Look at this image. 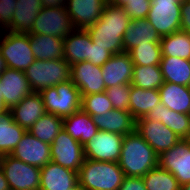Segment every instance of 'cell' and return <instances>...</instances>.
<instances>
[{
  "instance_id": "6da1fadb",
  "label": "cell",
  "mask_w": 190,
  "mask_h": 190,
  "mask_svg": "<svg viewBox=\"0 0 190 190\" xmlns=\"http://www.w3.org/2000/svg\"><path fill=\"white\" fill-rule=\"evenodd\" d=\"M131 19L123 7L106 3L99 20L87 29L94 44L112 54L124 52L123 36Z\"/></svg>"
},
{
  "instance_id": "7a4b0ae2",
  "label": "cell",
  "mask_w": 190,
  "mask_h": 190,
  "mask_svg": "<svg viewBox=\"0 0 190 190\" xmlns=\"http://www.w3.org/2000/svg\"><path fill=\"white\" fill-rule=\"evenodd\" d=\"M158 160L154 149L136 130L124 135L118 164L126 177H143L158 166Z\"/></svg>"
},
{
  "instance_id": "3957f363",
  "label": "cell",
  "mask_w": 190,
  "mask_h": 190,
  "mask_svg": "<svg viewBox=\"0 0 190 190\" xmlns=\"http://www.w3.org/2000/svg\"><path fill=\"white\" fill-rule=\"evenodd\" d=\"M125 175L118 162L84 159L78 183L84 190H119Z\"/></svg>"
},
{
  "instance_id": "277c9868",
  "label": "cell",
  "mask_w": 190,
  "mask_h": 190,
  "mask_svg": "<svg viewBox=\"0 0 190 190\" xmlns=\"http://www.w3.org/2000/svg\"><path fill=\"white\" fill-rule=\"evenodd\" d=\"M32 92L70 80V65L62 59L35 60L25 71Z\"/></svg>"
},
{
  "instance_id": "5b68a950",
  "label": "cell",
  "mask_w": 190,
  "mask_h": 190,
  "mask_svg": "<svg viewBox=\"0 0 190 190\" xmlns=\"http://www.w3.org/2000/svg\"><path fill=\"white\" fill-rule=\"evenodd\" d=\"M46 113L65 118L81 109L82 96L71 80L40 92Z\"/></svg>"
},
{
  "instance_id": "8992f818",
  "label": "cell",
  "mask_w": 190,
  "mask_h": 190,
  "mask_svg": "<svg viewBox=\"0 0 190 190\" xmlns=\"http://www.w3.org/2000/svg\"><path fill=\"white\" fill-rule=\"evenodd\" d=\"M4 32L2 40L0 39V53L6 61L7 67L25 72L35 61L30 48V34L7 30Z\"/></svg>"
},
{
  "instance_id": "52a82bcc",
  "label": "cell",
  "mask_w": 190,
  "mask_h": 190,
  "mask_svg": "<svg viewBox=\"0 0 190 190\" xmlns=\"http://www.w3.org/2000/svg\"><path fill=\"white\" fill-rule=\"evenodd\" d=\"M1 168L10 190H39L41 168L29 165L11 155H3Z\"/></svg>"
},
{
  "instance_id": "ba28073f",
  "label": "cell",
  "mask_w": 190,
  "mask_h": 190,
  "mask_svg": "<svg viewBox=\"0 0 190 190\" xmlns=\"http://www.w3.org/2000/svg\"><path fill=\"white\" fill-rule=\"evenodd\" d=\"M74 29L65 6L42 7L29 34H43L64 39Z\"/></svg>"
},
{
  "instance_id": "9c48e42d",
  "label": "cell",
  "mask_w": 190,
  "mask_h": 190,
  "mask_svg": "<svg viewBox=\"0 0 190 190\" xmlns=\"http://www.w3.org/2000/svg\"><path fill=\"white\" fill-rule=\"evenodd\" d=\"M149 23L161 37L180 30L181 2L178 0H150Z\"/></svg>"
},
{
  "instance_id": "30bf717a",
  "label": "cell",
  "mask_w": 190,
  "mask_h": 190,
  "mask_svg": "<svg viewBox=\"0 0 190 190\" xmlns=\"http://www.w3.org/2000/svg\"><path fill=\"white\" fill-rule=\"evenodd\" d=\"M51 146V161L78 173L84 162L83 145L64 129L55 137Z\"/></svg>"
},
{
  "instance_id": "8fae6325",
  "label": "cell",
  "mask_w": 190,
  "mask_h": 190,
  "mask_svg": "<svg viewBox=\"0 0 190 190\" xmlns=\"http://www.w3.org/2000/svg\"><path fill=\"white\" fill-rule=\"evenodd\" d=\"M123 135L99 130L84 148V157L86 159L102 162H118Z\"/></svg>"
},
{
  "instance_id": "7c38bea8",
  "label": "cell",
  "mask_w": 190,
  "mask_h": 190,
  "mask_svg": "<svg viewBox=\"0 0 190 190\" xmlns=\"http://www.w3.org/2000/svg\"><path fill=\"white\" fill-rule=\"evenodd\" d=\"M135 130L154 149L158 156L181 140L161 121L150 120L145 116L136 120Z\"/></svg>"
},
{
  "instance_id": "4fadbf2b",
  "label": "cell",
  "mask_w": 190,
  "mask_h": 190,
  "mask_svg": "<svg viewBox=\"0 0 190 190\" xmlns=\"http://www.w3.org/2000/svg\"><path fill=\"white\" fill-rule=\"evenodd\" d=\"M158 165L172 173L179 184L190 182V139H181L159 155Z\"/></svg>"
},
{
  "instance_id": "5bb4252c",
  "label": "cell",
  "mask_w": 190,
  "mask_h": 190,
  "mask_svg": "<svg viewBox=\"0 0 190 190\" xmlns=\"http://www.w3.org/2000/svg\"><path fill=\"white\" fill-rule=\"evenodd\" d=\"M70 80L79 89L81 95L105 92L101 66L90 61L78 62L70 66Z\"/></svg>"
},
{
  "instance_id": "9a60e30c",
  "label": "cell",
  "mask_w": 190,
  "mask_h": 190,
  "mask_svg": "<svg viewBox=\"0 0 190 190\" xmlns=\"http://www.w3.org/2000/svg\"><path fill=\"white\" fill-rule=\"evenodd\" d=\"M0 92L6 107L10 110L24 97L30 95V88L25 72L6 68L0 74Z\"/></svg>"
},
{
  "instance_id": "2e32d148",
  "label": "cell",
  "mask_w": 190,
  "mask_h": 190,
  "mask_svg": "<svg viewBox=\"0 0 190 190\" xmlns=\"http://www.w3.org/2000/svg\"><path fill=\"white\" fill-rule=\"evenodd\" d=\"M10 155L29 165L42 168L51 161V146L26 131Z\"/></svg>"
},
{
  "instance_id": "e0dca14e",
  "label": "cell",
  "mask_w": 190,
  "mask_h": 190,
  "mask_svg": "<svg viewBox=\"0 0 190 190\" xmlns=\"http://www.w3.org/2000/svg\"><path fill=\"white\" fill-rule=\"evenodd\" d=\"M108 0H67L66 10L75 29L87 30L95 24Z\"/></svg>"
},
{
  "instance_id": "ac0fdd59",
  "label": "cell",
  "mask_w": 190,
  "mask_h": 190,
  "mask_svg": "<svg viewBox=\"0 0 190 190\" xmlns=\"http://www.w3.org/2000/svg\"><path fill=\"white\" fill-rule=\"evenodd\" d=\"M133 66L128 52L113 54L101 67L106 89L115 85L131 84Z\"/></svg>"
},
{
  "instance_id": "d6986e66",
  "label": "cell",
  "mask_w": 190,
  "mask_h": 190,
  "mask_svg": "<svg viewBox=\"0 0 190 190\" xmlns=\"http://www.w3.org/2000/svg\"><path fill=\"white\" fill-rule=\"evenodd\" d=\"M13 120L26 131L46 113L43 98L40 93L32 92L24 97L17 105L10 110Z\"/></svg>"
},
{
  "instance_id": "ffe728a7",
  "label": "cell",
  "mask_w": 190,
  "mask_h": 190,
  "mask_svg": "<svg viewBox=\"0 0 190 190\" xmlns=\"http://www.w3.org/2000/svg\"><path fill=\"white\" fill-rule=\"evenodd\" d=\"M78 183V173L50 161L41 168L39 190H67Z\"/></svg>"
},
{
  "instance_id": "44dd1931",
  "label": "cell",
  "mask_w": 190,
  "mask_h": 190,
  "mask_svg": "<svg viewBox=\"0 0 190 190\" xmlns=\"http://www.w3.org/2000/svg\"><path fill=\"white\" fill-rule=\"evenodd\" d=\"M63 40V59L70 66L78 62L90 61V51L93 46V41L87 30L74 29Z\"/></svg>"
},
{
  "instance_id": "7402d4cb",
  "label": "cell",
  "mask_w": 190,
  "mask_h": 190,
  "mask_svg": "<svg viewBox=\"0 0 190 190\" xmlns=\"http://www.w3.org/2000/svg\"><path fill=\"white\" fill-rule=\"evenodd\" d=\"M161 36L147 18L131 20L123 36L124 52L144 44H160Z\"/></svg>"
},
{
  "instance_id": "603a6c76",
  "label": "cell",
  "mask_w": 190,
  "mask_h": 190,
  "mask_svg": "<svg viewBox=\"0 0 190 190\" xmlns=\"http://www.w3.org/2000/svg\"><path fill=\"white\" fill-rule=\"evenodd\" d=\"M145 117L161 121L180 139H190V114L177 113L159 102L156 108L152 109Z\"/></svg>"
},
{
  "instance_id": "cb8c5ba5",
  "label": "cell",
  "mask_w": 190,
  "mask_h": 190,
  "mask_svg": "<svg viewBox=\"0 0 190 190\" xmlns=\"http://www.w3.org/2000/svg\"><path fill=\"white\" fill-rule=\"evenodd\" d=\"M98 130L128 135L135 130L136 120L129 111L113 109L104 115L92 116Z\"/></svg>"
},
{
  "instance_id": "d4e9b609",
  "label": "cell",
  "mask_w": 190,
  "mask_h": 190,
  "mask_svg": "<svg viewBox=\"0 0 190 190\" xmlns=\"http://www.w3.org/2000/svg\"><path fill=\"white\" fill-rule=\"evenodd\" d=\"M63 129L82 145L90 141L99 131L92 116L82 109L63 118Z\"/></svg>"
},
{
  "instance_id": "484cf974",
  "label": "cell",
  "mask_w": 190,
  "mask_h": 190,
  "mask_svg": "<svg viewBox=\"0 0 190 190\" xmlns=\"http://www.w3.org/2000/svg\"><path fill=\"white\" fill-rule=\"evenodd\" d=\"M41 9V0H17L12 22L5 30L16 33H29Z\"/></svg>"
},
{
  "instance_id": "4316f807",
  "label": "cell",
  "mask_w": 190,
  "mask_h": 190,
  "mask_svg": "<svg viewBox=\"0 0 190 190\" xmlns=\"http://www.w3.org/2000/svg\"><path fill=\"white\" fill-rule=\"evenodd\" d=\"M158 90L164 106L177 113L190 114V87L164 82Z\"/></svg>"
},
{
  "instance_id": "83f0119b",
  "label": "cell",
  "mask_w": 190,
  "mask_h": 190,
  "mask_svg": "<svg viewBox=\"0 0 190 190\" xmlns=\"http://www.w3.org/2000/svg\"><path fill=\"white\" fill-rule=\"evenodd\" d=\"M64 40L43 34H30V48L35 60H54L64 57Z\"/></svg>"
},
{
  "instance_id": "f1b7e54d",
  "label": "cell",
  "mask_w": 190,
  "mask_h": 190,
  "mask_svg": "<svg viewBox=\"0 0 190 190\" xmlns=\"http://www.w3.org/2000/svg\"><path fill=\"white\" fill-rule=\"evenodd\" d=\"M159 102H161L159 90H145L131 85L129 112L135 120L146 116Z\"/></svg>"
},
{
  "instance_id": "f546056e",
  "label": "cell",
  "mask_w": 190,
  "mask_h": 190,
  "mask_svg": "<svg viewBox=\"0 0 190 190\" xmlns=\"http://www.w3.org/2000/svg\"><path fill=\"white\" fill-rule=\"evenodd\" d=\"M160 69L164 82L190 87V60L162 56Z\"/></svg>"
},
{
  "instance_id": "4dcf8cb0",
  "label": "cell",
  "mask_w": 190,
  "mask_h": 190,
  "mask_svg": "<svg viewBox=\"0 0 190 190\" xmlns=\"http://www.w3.org/2000/svg\"><path fill=\"white\" fill-rule=\"evenodd\" d=\"M26 130L16 123L12 113L7 111L0 115V153L10 155L20 142Z\"/></svg>"
},
{
  "instance_id": "1f68e13d",
  "label": "cell",
  "mask_w": 190,
  "mask_h": 190,
  "mask_svg": "<svg viewBox=\"0 0 190 190\" xmlns=\"http://www.w3.org/2000/svg\"><path fill=\"white\" fill-rule=\"evenodd\" d=\"M160 45L162 56L190 60V33L178 30L161 37Z\"/></svg>"
},
{
  "instance_id": "d6a6232c",
  "label": "cell",
  "mask_w": 190,
  "mask_h": 190,
  "mask_svg": "<svg viewBox=\"0 0 190 190\" xmlns=\"http://www.w3.org/2000/svg\"><path fill=\"white\" fill-rule=\"evenodd\" d=\"M62 129V117L51 113H45L33 124L28 132L38 140L51 145Z\"/></svg>"
},
{
  "instance_id": "836d02e7",
  "label": "cell",
  "mask_w": 190,
  "mask_h": 190,
  "mask_svg": "<svg viewBox=\"0 0 190 190\" xmlns=\"http://www.w3.org/2000/svg\"><path fill=\"white\" fill-rule=\"evenodd\" d=\"M164 83L160 65H134L131 85L149 90H158Z\"/></svg>"
},
{
  "instance_id": "e575fe53",
  "label": "cell",
  "mask_w": 190,
  "mask_h": 190,
  "mask_svg": "<svg viewBox=\"0 0 190 190\" xmlns=\"http://www.w3.org/2000/svg\"><path fill=\"white\" fill-rule=\"evenodd\" d=\"M142 179L147 190H181L178 180L159 165L148 171Z\"/></svg>"
},
{
  "instance_id": "d590c367",
  "label": "cell",
  "mask_w": 190,
  "mask_h": 190,
  "mask_svg": "<svg viewBox=\"0 0 190 190\" xmlns=\"http://www.w3.org/2000/svg\"><path fill=\"white\" fill-rule=\"evenodd\" d=\"M134 65H160L162 52L160 44H144L131 49L129 52Z\"/></svg>"
},
{
  "instance_id": "8d00e7d4",
  "label": "cell",
  "mask_w": 190,
  "mask_h": 190,
  "mask_svg": "<svg viewBox=\"0 0 190 190\" xmlns=\"http://www.w3.org/2000/svg\"><path fill=\"white\" fill-rule=\"evenodd\" d=\"M81 96V109L91 116L104 115L113 110L112 103L105 92Z\"/></svg>"
},
{
  "instance_id": "74e56055",
  "label": "cell",
  "mask_w": 190,
  "mask_h": 190,
  "mask_svg": "<svg viewBox=\"0 0 190 190\" xmlns=\"http://www.w3.org/2000/svg\"><path fill=\"white\" fill-rule=\"evenodd\" d=\"M130 89L131 84H122L108 87L105 90L113 109L129 111Z\"/></svg>"
},
{
  "instance_id": "f35d334b",
  "label": "cell",
  "mask_w": 190,
  "mask_h": 190,
  "mask_svg": "<svg viewBox=\"0 0 190 190\" xmlns=\"http://www.w3.org/2000/svg\"><path fill=\"white\" fill-rule=\"evenodd\" d=\"M150 0H129L123 8L131 20L146 18L150 10Z\"/></svg>"
},
{
  "instance_id": "ab89813d",
  "label": "cell",
  "mask_w": 190,
  "mask_h": 190,
  "mask_svg": "<svg viewBox=\"0 0 190 190\" xmlns=\"http://www.w3.org/2000/svg\"><path fill=\"white\" fill-rule=\"evenodd\" d=\"M17 0H0V25L6 29L12 22Z\"/></svg>"
},
{
  "instance_id": "60d3db41",
  "label": "cell",
  "mask_w": 190,
  "mask_h": 190,
  "mask_svg": "<svg viewBox=\"0 0 190 190\" xmlns=\"http://www.w3.org/2000/svg\"><path fill=\"white\" fill-rule=\"evenodd\" d=\"M112 55L113 54L105 49V47L93 43L90 51V62L102 67L112 57Z\"/></svg>"
},
{
  "instance_id": "b9f144b4",
  "label": "cell",
  "mask_w": 190,
  "mask_h": 190,
  "mask_svg": "<svg viewBox=\"0 0 190 190\" xmlns=\"http://www.w3.org/2000/svg\"><path fill=\"white\" fill-rule=\"evenodd\" d=\"M119 190H147L142 177H124Z\"/></svg>"
},
{
  "instance_id": "7bdbcfd3",
  "label": "cell",
  "mask_w": 190,
  "mask_h": 190,
  "mask_svg": "<svg viewBox=\"0 0 190 190\" xmlns=\"http://www.w3.org/2000/svg\"><path fill=\"white\" fill-rule=\"evenodd\" d=\"M180 30L190 33V0L181 2Z\"/></svg>"
},
{
  "instance_id": "ee69618b",
  "label": "cell",
  "mask_w": 190,
  "mask_h": 190,
  "mask_svg": "<svg viewBox=\"0 0 190 190\" xmlns=\"http://www.w3.org/2000/svg\"><path fill=\"white\" fill-rule=\"evenodd\" d=\"M67 0H41L42 7H63Z\"/></svg>"
},
{
  "instance_id": "f6af8a7d",
  "label": "cell",
  "mask_w": 190,
  "mask_h": 190,
  "mask_svg": "<svg viewBox=\"0 0 190 190\" xmlns=\"http://www.w3.org/2000/svg\"><path fill=\"white\" fill-rule=\"evenodd\" d=\"M0 190H10L2 168H0Z\"/></svg>"
},
{
  "instance_id": "bcb514c9",
  "label": "cell",
  "mask_w": 190,
  "mask_h": 190,
  "mask_svg": "<svg viewBox=\"0 0 190 190\" xmlns=\"http://www.w3.org/2000/svg\"><path fill=\"white\" fill-rule=\"evenodd\" d=\"M128 1L129 0H108L109 3L120 7L127 5Z\"/></svg>"
},
{
  "instance_id": "7dc6e473",
  "label": "cell",
  "mask_w": 190,
  "mask_h": 190,
  "mask_svg": "<svg viewBox=\"0 0 190 190\" xmlns=\"http://www.w3.org/2000/svg\"><path fill=\"white\" fill-rule=\"evenodd\" d=\"M7 111H9V109L6 107L0 92V115Z\"/></svg>"
},
{
  "instance_id": "c3c4849f",
  "label": "cell",
  "mask_w": 190,
  "mask_h": 190,
  "mask_svg": "<svg viewBox=\"0 0 190 190\" xmlns=\"http://www.w3.org/2000/svg\"><path fill=\"white\" fill-rule=\"evenodd\" d=\"M7 68L6 61L0 53V74Z\"/></svg>"
},
{
  "instance_id": "681fc988",
  "label": "cell",
  "mask_w": 190,
  "mask_h": 190,
  "mask_svg": "<svg viewBox=\"0 0 190 190\" xmlns=\"http://www.w3.org/2000/svg\"><path fill=\"white\" fill-rule=\"evenodd\" d=\"M67 190H84V189L80 186L79 183H77L76 185Z\"/></svg>"
},
{
  "instance_id": "f907efd6",
  "label": "cell",
  "mask_w": 190,
  "mask_h": 190,
  "mask_svg": "<svg viewBox=\"0 0 190 190\" xmlns=\"http://www.w3.org/2000/svg\"><path fill=\"white\" fill-rule=\"evenodd\" d=\"M181 190H190V182L189 183H186V184H183L181 186Z\"/></svg>"
},
{
  "instance_id": "816d5d0a",
  "label": "cell",
  "mask_w": 190,
  "mask_h": 190,
  "mask_svg": "<svg viewBox=\"0 0 190 190\" xmlns=\"http://www.w3.org/2000/svg\"><path fill=\"white\" fill-rule=\"evenodd\" d=\"M2 158H3V155L0 153V168H1Z\"/></svg>"
}]
</instances>
